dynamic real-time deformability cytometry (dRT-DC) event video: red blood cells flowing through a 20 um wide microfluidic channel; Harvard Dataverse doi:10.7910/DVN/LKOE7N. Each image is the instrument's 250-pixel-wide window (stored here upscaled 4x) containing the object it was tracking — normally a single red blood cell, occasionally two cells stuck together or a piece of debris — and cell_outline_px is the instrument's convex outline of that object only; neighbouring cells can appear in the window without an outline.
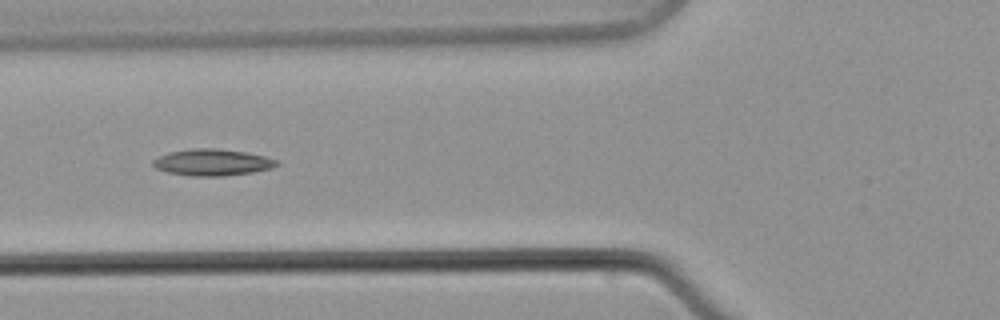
{"species": "common noctule bat (a hibernating species)", "species_latin": "Nyctalus noctula", "temperature_condition": "warm", "stored_images_in_passage": 9, "camera_frame_rate_fps": 3000, "um_per_image_px": 0.085, "animal": {"sex": "male", "body_mass_g": 21.5, "forearm_length_mm": 52.0}, "frame": {"image": 1, "passage_image": 8, "time_ms": 10.333, "image_size_px": [1000, 320], "cell_outline_px": [[280, 164], [272, 168], [252, 172], [224, 176], [192, 176], [168, 172], [156, 168], [152, 164], [152, 160], [168, 152], [192, 148], [216, 148], [244, 152], [264, 156], [276, 160]], "centroid_in_image_um": [18.03, 13.8], "position_along_channel_um": 107.8, "area_um2": 19.07}}